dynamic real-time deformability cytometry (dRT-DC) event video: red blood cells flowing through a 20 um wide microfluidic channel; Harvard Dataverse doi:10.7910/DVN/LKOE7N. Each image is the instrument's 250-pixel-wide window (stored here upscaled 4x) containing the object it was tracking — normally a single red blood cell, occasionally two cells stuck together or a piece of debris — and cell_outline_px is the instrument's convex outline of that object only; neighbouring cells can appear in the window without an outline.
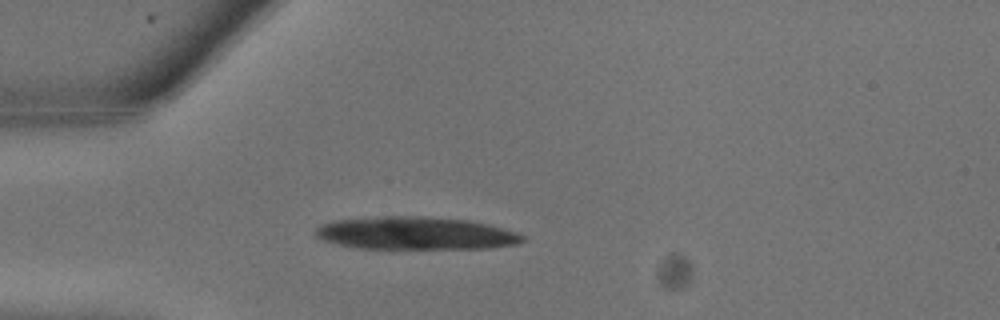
{"species": "common noctule bat (a hibernating species)", "species_latin": "Nyctalus noctula", "temperature_condition": "warm", "stored_images_in_passage": 5, "camera_frame_rate_fps": 3000, "um_per_image_px": 0.085, "animal": {"sex": "male", "body_mass_g": 13.3}, "frame": {"image": 1, "passage_image": 1, "time_ms": 0.0, "image_size_px": [1000, 320], "cell_outline_px": [[524, 240], [516, 244], [488, 248], [356, 248], [336, 244], [320, 240], [312, 232], [320, 224], [332, 220], [380, 216], [420, 216], [468, 220], [488, 224], [504, 228], [516, 232], [524, 236]], "centroid_in_image_um": [35.24, 19.82], "position_along_channel_um": 49.8, "area_um2": 39.71}}